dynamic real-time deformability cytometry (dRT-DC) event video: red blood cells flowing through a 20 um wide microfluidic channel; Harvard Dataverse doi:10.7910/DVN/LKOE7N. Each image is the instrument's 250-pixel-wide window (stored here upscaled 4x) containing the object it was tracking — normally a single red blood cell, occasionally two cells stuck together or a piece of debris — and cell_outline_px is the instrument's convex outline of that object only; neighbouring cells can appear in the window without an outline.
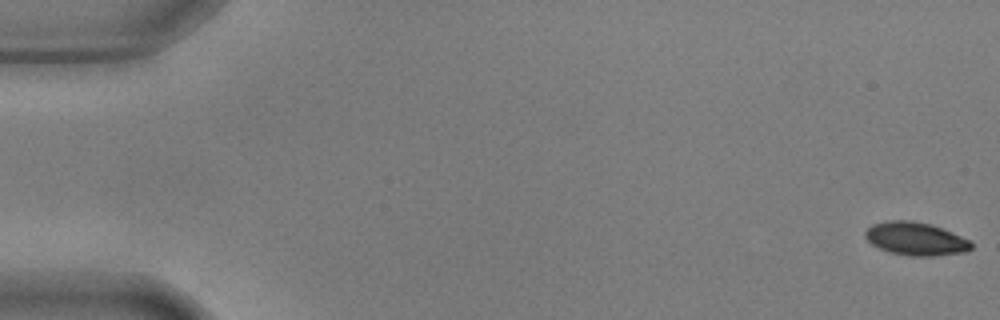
{"species": "common noctule bat (a hibernating species)", "species_latin": "Nyctalus noctula", "temperature_condition": "warm", "stored_images_in_passage": 55, "camera_frame_rate_fps": 3000, "um_per_image_px": 0.085, "animal": {"sex": "male", "body_mass_g": 17.9, "forearm_length_mm": 54.2}, "frame": {"image": 1, "passage_image": 1, "time_ms": 0.0, "image_size_px": [1000, 320], "cell_outline_px": [[972, 248], [968, 252], [932, 256], [908, 256], [888, 252], [872, 244], [864, 236], [864, 232], [872, 224], [888, 220], [912, 220], [932, 224], [952, 232], [968, 240], [972, 244]], "centroid_in_image_um": [77.82, 20.29], "position_along_channel_um": 7.2, "area_um2": 20.63}}
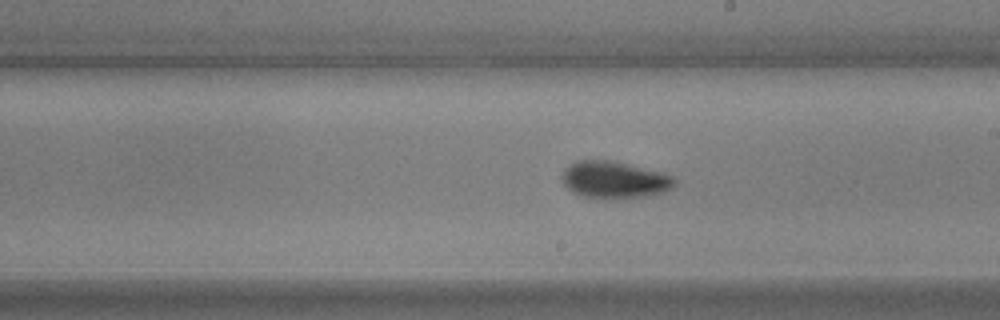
{"frame": {"image": 2, "passage_image": 32, "time_ms": 10.333, "image_size_px": [1000, 320], "cell_outline_px": [[676, 184], [672, 188], [664, 192], [648, 196], [584, 196], [572, 192], [560, 180], [560, 176], [564, 168], [576, 160], [608, 160], [664, 172], [672, 176], [676, 180]], "centroid_in_image_um": [52.21, 15.24], "position_along_channel_um": 236.8, "area_um2": 23.81}}
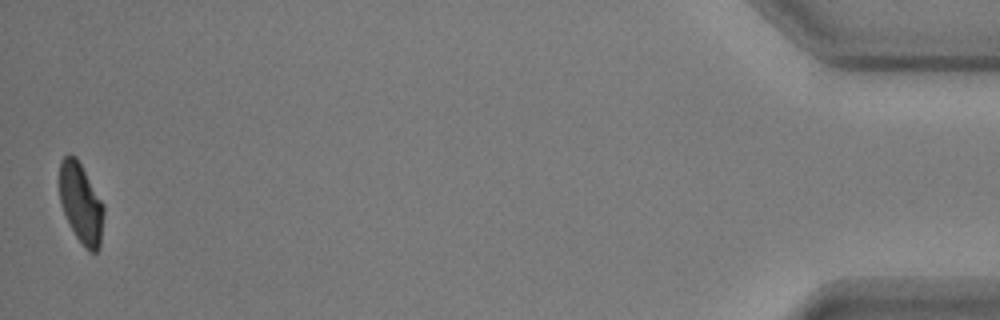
{"frame": {"image": 3, "passage_image": 55, "time_ms": 18.0, "image_size_px": [1000, 320], "cell_outline_px": [[104, 216], [100, 248], [96, 252], [88, 252], [84, 248], [76, 236], [60, 204], [60, 160], [68, 152], [76, 156], [104, 204]], "centroid_in_image_um": [6.9, 17.28], "position_along_channel_um": 428.3, "area_um2": 20.81}, "authors_computed_cell_mechanics": {"area_um2": 21.9062, "velocity_mm_per_s": 3.6661, "shape_relaxation_time_tau1_ms": 2.8019, "shape_relaxation_time_tau2_ms": 1.68, "deformation_change_tau1": 0.1451, "deformation_change_tau2": 0.0565}}